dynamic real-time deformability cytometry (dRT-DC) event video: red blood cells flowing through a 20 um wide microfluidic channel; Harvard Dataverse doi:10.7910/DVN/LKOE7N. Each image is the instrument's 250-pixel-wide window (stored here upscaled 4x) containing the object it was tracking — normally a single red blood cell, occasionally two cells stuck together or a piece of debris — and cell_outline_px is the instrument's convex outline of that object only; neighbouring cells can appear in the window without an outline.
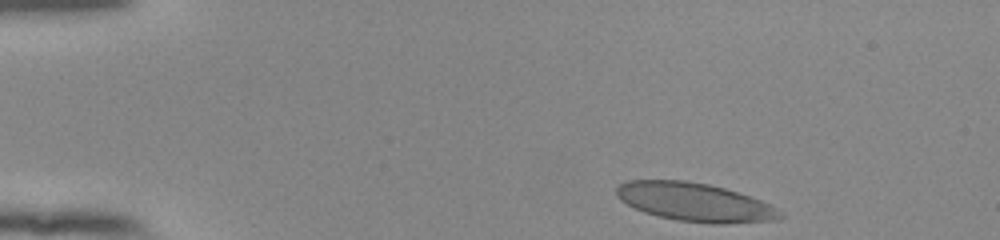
{"species": "human", "species_latin": "Homo sapiens", "temperature_condition": "room temperature", "stored_images_in_passage": 39, "camera_frame_rate_fps": 3000, "um_per_image_px": 0.085, "donor": {"sex": "female"}, "frame": {"image": 1, "passage_image": 1, "time_ms": 0.0, "image_size_px": [1000, 240], "cell_outline_px": [[784, 216], [780, 220], [724, 224], [712, 224], [676, 220], [644, 212], [620, 200], [616, 196], [616, 188], [620, 184], [628, 180], [684, 180], [708, 184], [724, 188], [772, 204]], "centroid_in_image_um": [59.08, 17.19], "position_along_channel_um": 25.9, "area_um2": 36.7}}
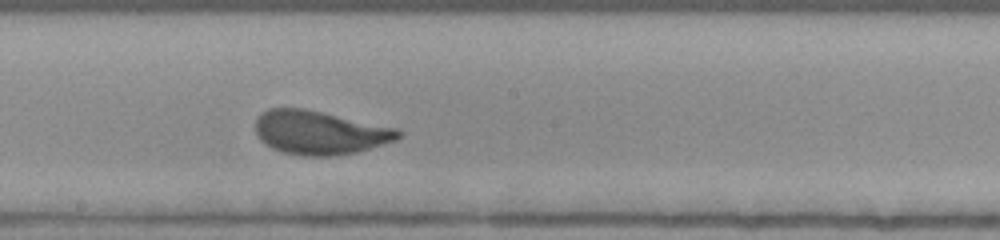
{"frame": {"image": 2, "passage_image": 23, "time_ms": 7.333, "image_size_px": [1000, 240], "cell_outline_px": [[400, 136], [396, 140], [356, 152], [332, 156], [304, 156], [284, 152], [272, 148], [264, 144], [260, 140], [256, 132], [256, 120], [260, 112], [268, 108], [304, 108], [396, 128], [400, 132]], "centroid_in_image_um": [27.12, 11.26], "position_along_channel_um": 221.1, "area_um2": 36.18}}
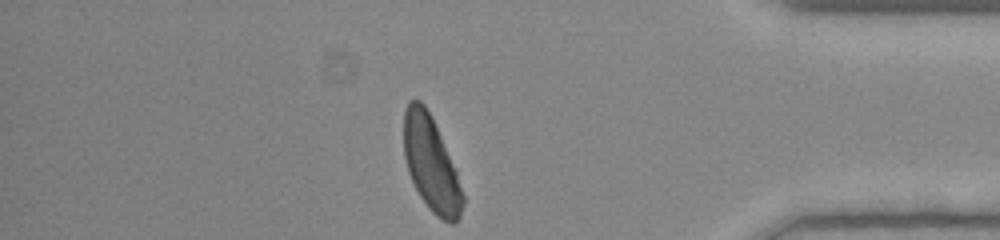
{"frame": {"image": 3, "passage_image": 39, "time_ms": 12.667, "image_size_px": [1000, 240], "cell_outline_px": [[464, 204], [460, 216], [456, 224], [448, 224], [432, 212], [428, 208], [420, 196], [408, 172], [404, 156], [404, 112], [408, 100], [420, 100], [424, 104], [456, 168], [464, 196]], "centroid_in_image_um": [36.65, 13.99], "position_along_channel_um": 398.5, "area_um2": 32.37}, "authors_computed_cell_mechanics": {"area_um2": 36.0094, "velocity_mm_per_s": 3.8425, "shape_relaxation_time_tau1_ms": 4.4424, "shape_relaxation_time_tau2_ms": null, "deformation_change_tau1": 0.1705, "deformation_change_tau2": null}}